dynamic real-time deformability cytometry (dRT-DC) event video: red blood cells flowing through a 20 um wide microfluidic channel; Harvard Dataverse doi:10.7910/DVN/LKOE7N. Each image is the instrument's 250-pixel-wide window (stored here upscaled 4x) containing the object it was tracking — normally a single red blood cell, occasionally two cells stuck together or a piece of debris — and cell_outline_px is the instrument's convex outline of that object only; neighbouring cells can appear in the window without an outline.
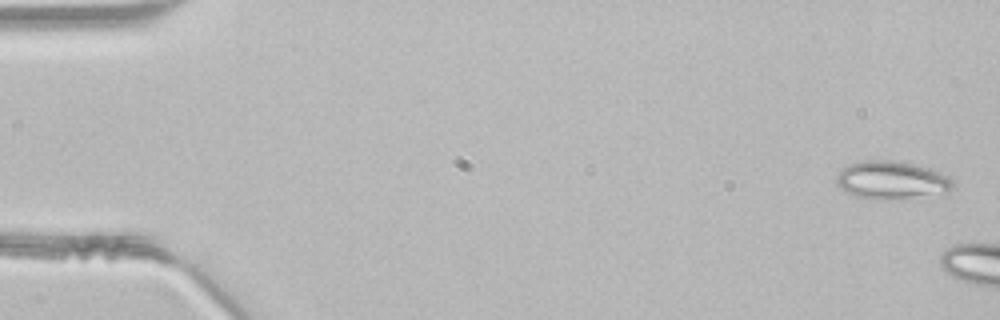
{"species": "common noctule bat (a hibernating species)", "species_latin": "Nyctalus noctula", "temperature_condition": "room temperature", "stored_images_in_passage": 6, "camera_frame_rate_fps": 3000, "um_per_image_px": 0.085, "animal": {"sex": "male", "body_mass_g": 21.5, "forearm_length_mm": 52.0}, "frame": {"image": 1, "passage_image": 2, "time_ms": 0.333, "image_size_px": [1000, 320], "cell_outline_px": [[956, 188], [948, 192], [888, 200], [872, 200], [856, 196], [848, 192], [836, 184], [836, 176], [848, 164], [864, 160], [888, 160], [912, 164], [932, 168], [948, 176], [956, 184]], "centroid_in_image_um": [75.82, 15.32], "position_along_channel_um": 9.2, "area_um2": 25.89}}